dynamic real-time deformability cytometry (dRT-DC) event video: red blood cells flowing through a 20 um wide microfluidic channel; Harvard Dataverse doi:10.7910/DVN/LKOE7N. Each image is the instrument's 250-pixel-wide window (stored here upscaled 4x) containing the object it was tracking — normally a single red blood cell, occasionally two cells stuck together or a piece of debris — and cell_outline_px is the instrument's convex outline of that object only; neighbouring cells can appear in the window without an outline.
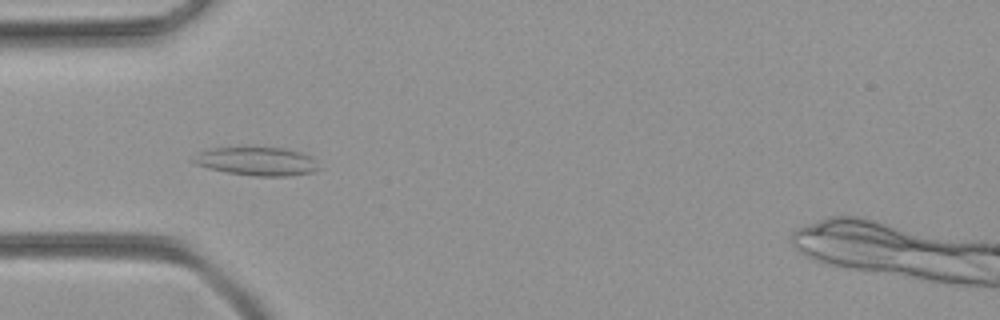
{"species": "common noctule bat (a hibernating species)", "species_latin": "Nyctalus noctula", "temperature_condition": "room temperature", "stored_images_in_passage": 38, "camera_frame_rate_fps": 3000, "um_per_image_px": 0.085, "animal": {"sex": "female", "body_mass_g": 21.9}, "frame": {"image": 1, "passage_image": 15, "time_ms": 4.667, "image_size_px": [1000, 320], "cell_outline_px": [[320, 168], [312, 172], [288, 176], [252, 176], [228, 172], [208, 168], [196, 164], [192, 160], [200, 152], [212, 148], [284, 148], [300, 152], [308, 156]], "centroid_in_image_um": [21.82, 13.72], "position_along_channel_um": 63.2, "area_um2": 20.29}}
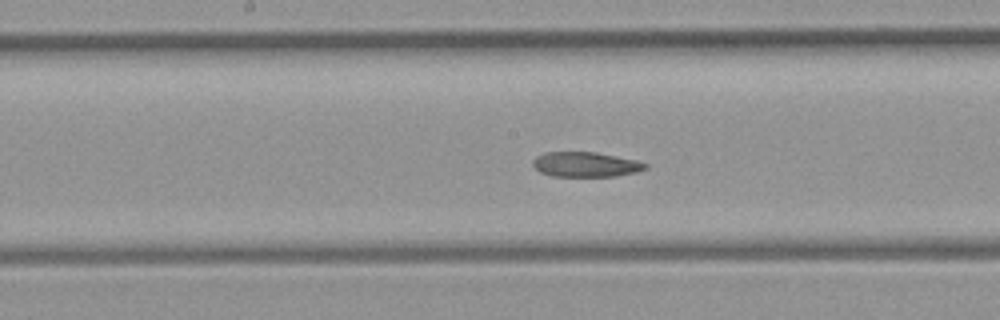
{"frame": {"image": 2, "passage_image": 25, "time_ms": 8.0, "image_size_px": [1000, 320], "cell_outline_px": [[648, 168], [636, 172], [616, 176], [552, 176], [540, 172], [532, 164], [532, 160], [536, 156], [544, 152], [596, 152], [636, 160], [648, 164]], "centroid_in_image_um": [49.77, 13.97], "position_along_channel_um": 198.4, "area_um2": 16.36}}
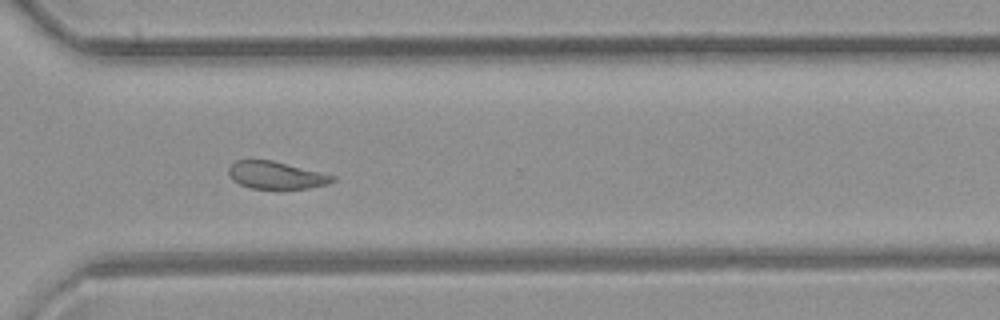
{"frame": {"image": 3, "passage_image": 36, "time_ms": 11.667, "image_size_px": [1000, 320], "cell_outline_px": [[336, 180], [328, 184], [308, 188], [252, 188], [240, 184], [232, 180], [228, 172], [228, 168], [236, 160], [272, 160], [336, 176]], "centroid_in_image_um": [23.47, 14.89], "position_along_channel_um": 347.1, "area_um2": 16.42}}